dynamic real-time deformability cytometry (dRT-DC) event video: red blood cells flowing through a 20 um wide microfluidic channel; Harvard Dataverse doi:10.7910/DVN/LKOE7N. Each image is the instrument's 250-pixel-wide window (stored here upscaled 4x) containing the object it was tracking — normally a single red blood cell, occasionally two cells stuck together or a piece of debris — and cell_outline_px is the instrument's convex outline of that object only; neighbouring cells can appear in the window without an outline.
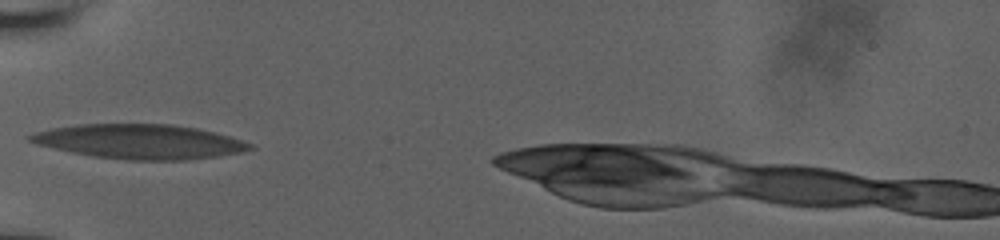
{"species": "human", "species_latin": "Homo sapiens", "temperature_condition": "room temperature", "stored_images_in_passage": 21, "camera_frame_rate_fps": 3000, "um_per_image_px": 0.085, "donor": {"sex": "male"}, "frame": {"image": 1, "passage_image": 1, "time_ms": 0.0, "image_size_px": [1000, 240], "cell_outline_px": [[252, 148], [240, 152], [216, 156], [184, 160], [128, 160], [96, 156], [72, 152], [40, 144], [28, 140], [24, 136], [36, 132], [52, 128], [76, 124], [172, 124], [196, 128], [228, 136], [252, 144]], "centroid_in_image_um": [11.85, 12.03], "position_along_channel_um": 73.2, "area_um2": 43.58}}